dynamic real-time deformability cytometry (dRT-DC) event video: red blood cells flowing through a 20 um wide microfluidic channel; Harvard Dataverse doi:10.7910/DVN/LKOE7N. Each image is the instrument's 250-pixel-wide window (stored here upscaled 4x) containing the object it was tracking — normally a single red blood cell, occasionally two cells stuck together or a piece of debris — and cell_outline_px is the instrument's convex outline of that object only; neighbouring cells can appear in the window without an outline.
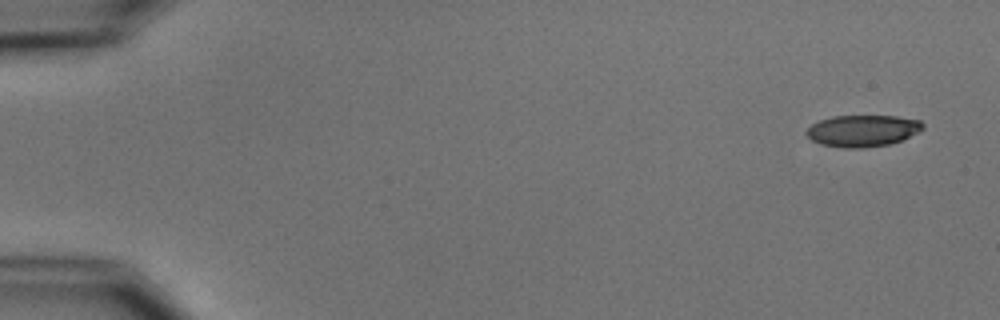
{"species": "common noctule bat (a hibernating species)", "species_latin": "Nyctalus noctula", "temperature_condition": "cold", "stored_images_in_passage": 4, "camera_frame_rate_fps": 3000, "um_per_image_px": 0.085, "animal": {"sex": "male", "body_mass_g": 15.6}, "frame": {"image": 1, "passage_image": 1, "time_ms": 0.0, "image_size_px": [1000, 320], "cell_outline_px": [[924, 128], [900, 140], [888, 144], [864, 148], [844, 148], [820, 144], [812, 140], [804, 132], [812, 124], [820, 120], [832, 116], [896, 116], [920, 120], [924, 124]], "centroid_in_image_um": [73.29, 11.11], "position_along_channel_um": 11.7, "area_um2": 21.33}}
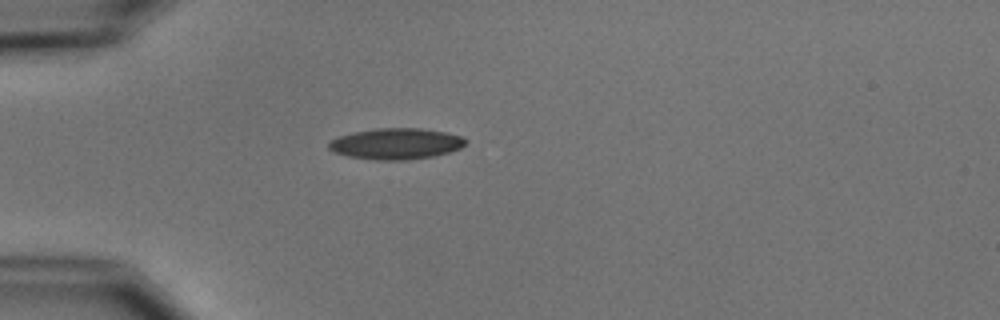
{"frame": {"image": 2, "passage_image": 4, "time_ms": 4.333, "image_size_px": [1000, 320], "cell_outline_px": [[468, 140], [460, 148], [436, 156], [408, 160], [376, 160], [348, 156], [332, 152], [328, 148], [328, 144], [332, 140], [340, 136], [352, 132], [376, 128], [420, 128], [444, 132], [464, 136]], "centroid_in_image_um": [33.67, 12.22], "position_along_channel_um": 51.3, "area_um2": 24.91}}